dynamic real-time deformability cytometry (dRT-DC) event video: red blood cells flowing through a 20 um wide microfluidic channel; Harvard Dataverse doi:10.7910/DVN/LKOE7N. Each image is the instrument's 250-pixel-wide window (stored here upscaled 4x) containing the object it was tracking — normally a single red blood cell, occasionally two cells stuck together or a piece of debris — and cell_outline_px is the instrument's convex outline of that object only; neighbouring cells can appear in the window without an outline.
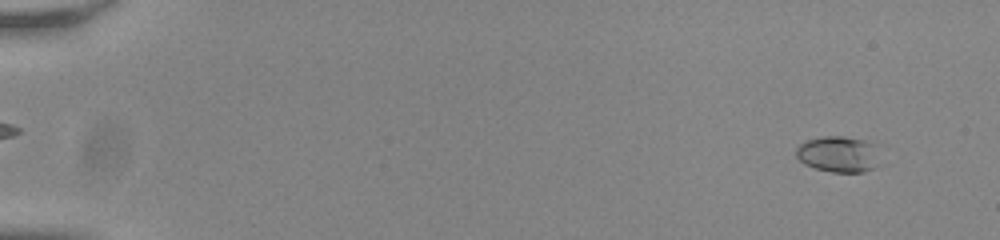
{"species": "common noctule bat (a hibernating species)", "species_latin": "Nyctalus noctula", "temperature_condition": "room temperature", "stored_images_in_passage": 56, "camera_frame_rate_fps": 3000, "um_per_image_px": 0.085, "animal": {"sex": "male", "body_mass_g": 20.0, "forearm_length_mm": 53.3}, "frame": {"image": 1, "passage_image": 4, "time_ms": 1.0, "image_size_px": [1000, 240], "cell_outline_px": [[880, 164], [864, 172], [832, 172], [816, 168], [804, 164], [796, 156], [796, 148], [800, 144], [808, 140], [824, 136], [840, 136], [864, 140], [876, 144]], "centroid_in_image_um": [71.29, 13.11], "position_along_channel_um": 13.7, "area_um2": 17.69}}
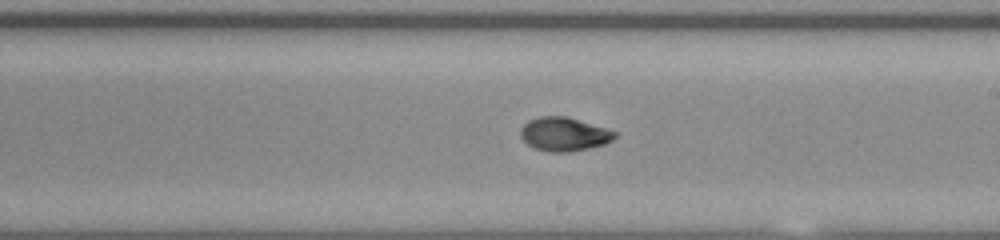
{"frame": {"image": 2, "passage_image": 34, "time_ms": 11.0, "image_size_px": [1000, 240], "cell_outline_px": [[616, 136], [612, 140], [604, 144], [588, 148], [568, 152], [548, 152], [532, 148], [520, 136], [520, 128], [528, 120], [540, 116], [568, 116], [616, 132]], "centroid_in_image_um": [47.9, 11.4], "position_along_channel_um": 241.1, "area_um2": 18.5}}
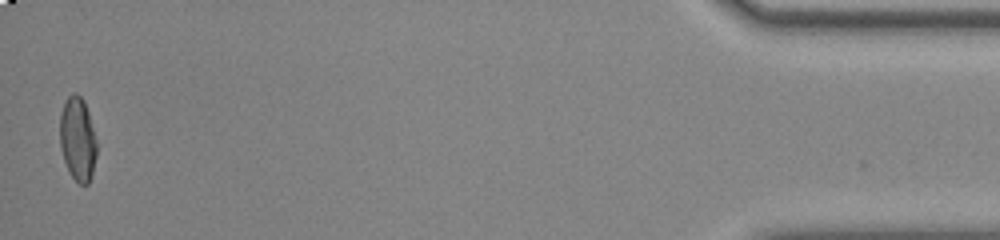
{"frame": {"image": 3, "passage_image": 55, "time_ms": 18.0, "image_size_px": [1000, 240], "cell_outline_px": [[96, 156], [92, 176], [88, 184], [80, 184], [68, 172], [60, 148], [60, 116], [64, 104], [68, 96], [72, 92], [76, 92], [84, 100], [88, 112], [96, 140]], "centroid_in_image_um": [6.59, 11.83], "position_along_channel_um": 428.6, "area_um2": 17.98}, "authors_computed_cell_mechanics": {"area_um2": 18.0336, "velocity_mm_per_s": 3.8215, "shape_relaxation_time_tau1_ms": 3.9619, "shape_relaxation_time_tau2_ms": 1.2358, "deformation_change_tau1": 0.1866, "deformation_change_tau2": 0.0488}}